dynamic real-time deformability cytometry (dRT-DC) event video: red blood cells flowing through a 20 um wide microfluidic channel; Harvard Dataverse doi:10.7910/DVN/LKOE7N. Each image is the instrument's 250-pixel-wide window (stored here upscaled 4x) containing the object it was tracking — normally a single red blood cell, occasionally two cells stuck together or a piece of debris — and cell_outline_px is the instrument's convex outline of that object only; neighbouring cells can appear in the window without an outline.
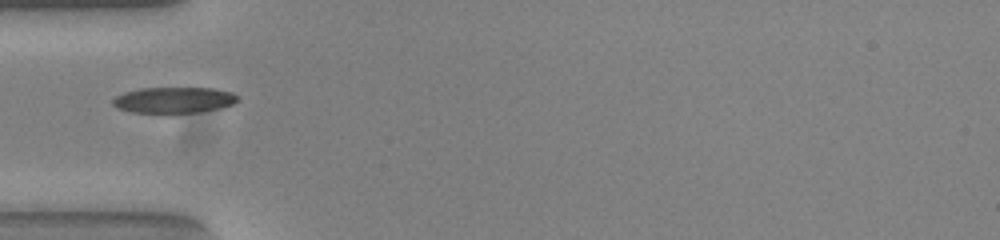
{"species": "common noctule bat (a hibernating species)", "species_latin": "Nyctalus noctula", "temperature_condition": "warm", "stored_images_in_passage": 37, "camera_frame_rate_fps": 3000, "um_per_image_px": 0.085, "animal": {"sex": "female", "body_mass_g": 23.0, "forearm_length_mm": 53.4}, "frame": {"image": 1, "passage_image": 1, "time_ms": 0.0, "image_size_px": [1000, 240], "cell_outline_px": [[236, 100], [232, 104], [220, 108], [196, 112], [164, 116], [132, 112], [116, 108], [112, 104], [112, 100], [116, 96], [124, 92], [140, 88], [216, 88], [232, 92], [236, 96]], "centroid_in_image_um": [14.7, 8.54], "position_along_channel_um": 70.3, "area_um2": 19.59}}
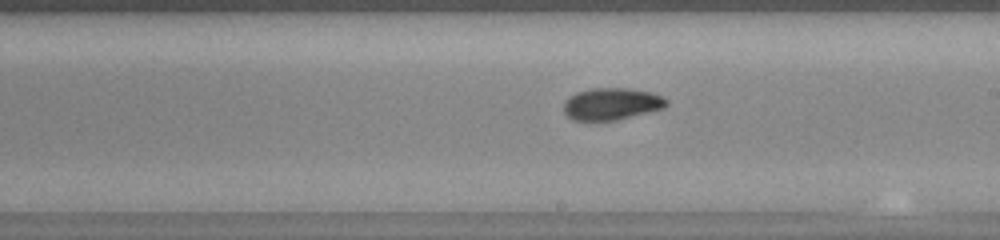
{"frame": {"image": 2, "passage_image": 14, "time_ms": 4.333, "image_size_px": [1000, 240], "cell_outline_px": [[668, 104], [664, 108], [616, 120], [576, 120], [568, 116], [564, 112], [564, 100], [568, 96], [576, 92], [592, 88], [628, 88], [652, 92], [664, 96], [668, 100]], "centroid_in_image_um": [52.0, 8.81], "position_along_channel_um": 237.0, "area_um2": 19.25}}
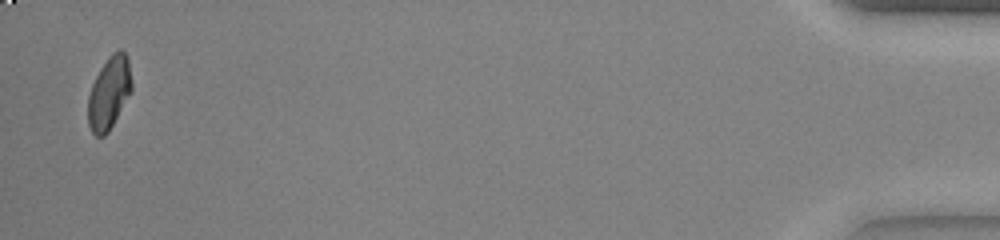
{"frame": {"image": 3, "passage_image": 36, "time_ms": 11.667, "image_size_px": [1000, 240], "cell_outline_px": [[132, 92], [108, 132], [104, 136], [96, 136], [92, 132], [88, 124], [88, 96], [92, 84], [100, 68], [108, 56], [112, 52], [120, 48], [128, 56], [132, 84]], "centroid_in_image_um": [9.29, 7.87], "position_along_channel_um": 425.9, "area_um2": 18.67}}